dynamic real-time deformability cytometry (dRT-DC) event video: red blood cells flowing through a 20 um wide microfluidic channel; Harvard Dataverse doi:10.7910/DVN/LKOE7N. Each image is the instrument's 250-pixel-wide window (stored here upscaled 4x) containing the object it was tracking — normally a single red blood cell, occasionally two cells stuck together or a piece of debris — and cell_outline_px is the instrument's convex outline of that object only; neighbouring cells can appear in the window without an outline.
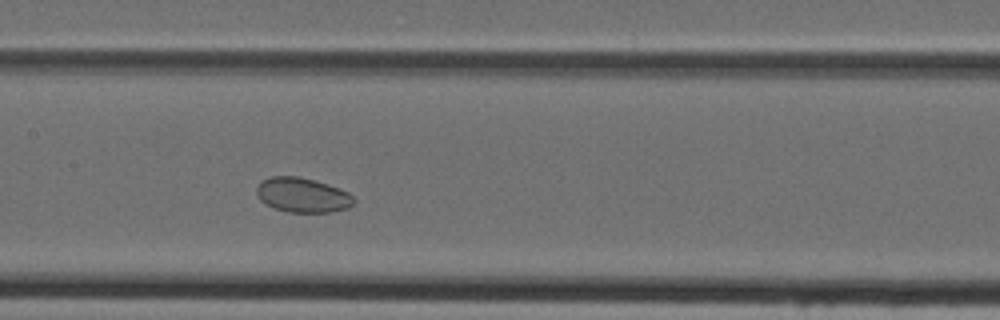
{"species": "Egyptian fruit bat (a non-hibernating species)", "species_latin": "Rousettus aegyptiacus", "temperature_condition": "cold", "stored_images_in_passage": 41, "camera_frame_rate_fps": 3000, "um_per_image_px": 0.085, "animal": {"sex": "female"}, "frame": {"image": 1, "passage_image": 16, "time_ms": 5.0, "image_size_px": [1000, 320], "cell_outline_px": [[356, 200], [348, 208], [332, 212], [288, 212], [272, 208], [260, 200], [256, 192], [256, 188], [264, 180], [272, 176], [300, 176], [316, 180], [328, 184], [348, 192]], "centroid_in_image_um": [25.72, 16.58], "position_along_channel_um": 181.7, "area_um2": 19.71}}
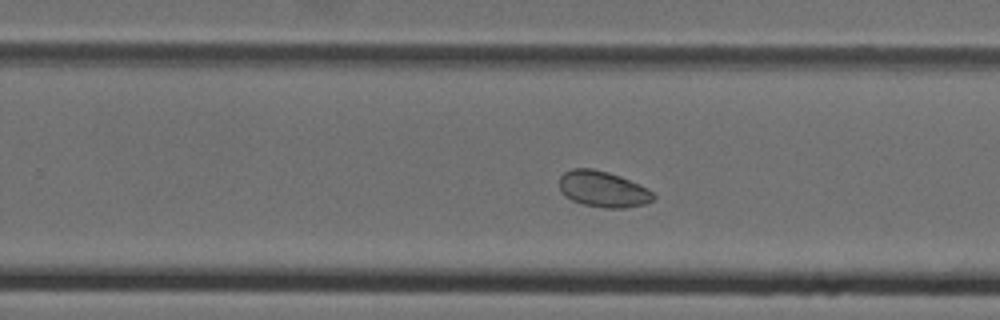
{"frame": {"image": 2, "passage_image": 23, "time_ms": 7.333, "image_size_px": [1000, 320], "cell_outline_px": [[656, 196], [652, 200], [644, 204], [624, 208], [604, 208], [584, 204], [572, 200], [564, 196], [560, 192], [560, 176], [564, 172], [572, 168], [592, 168], [608, 172], [620, 176], [648, 188]], "centroid_in_image_um": [51.24, 16.07], "position_along_channel_um": 278.6, "area_um2": 19.77}}
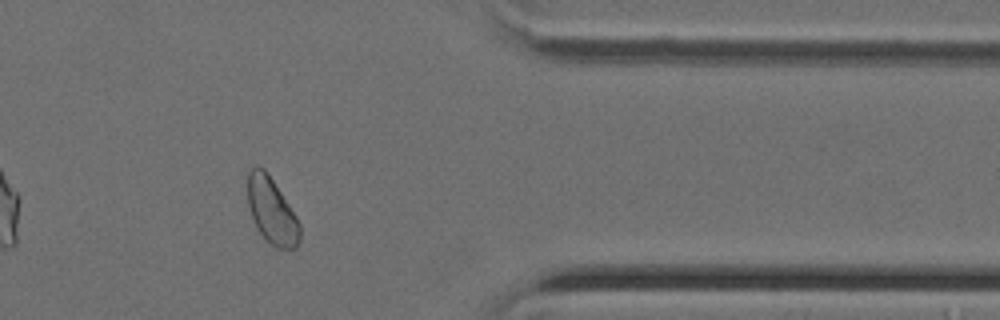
{"frame": {"image": 3, "passage_image": 32, "time_ms": 10.333, "image_size_px": [1000, 320], "cell_outline_px": [[300, 240], [296, 248], [276, 248], [268, 244], [256, 228], [248, 204], [248, 172], [252, 164], [256, 164], [264, 168], [296, 216], [300, 224]], "centroid_in_image_um": [23.08, 17.93], "position_along_channel_um": 388.3, "area_um2": 20.11}}